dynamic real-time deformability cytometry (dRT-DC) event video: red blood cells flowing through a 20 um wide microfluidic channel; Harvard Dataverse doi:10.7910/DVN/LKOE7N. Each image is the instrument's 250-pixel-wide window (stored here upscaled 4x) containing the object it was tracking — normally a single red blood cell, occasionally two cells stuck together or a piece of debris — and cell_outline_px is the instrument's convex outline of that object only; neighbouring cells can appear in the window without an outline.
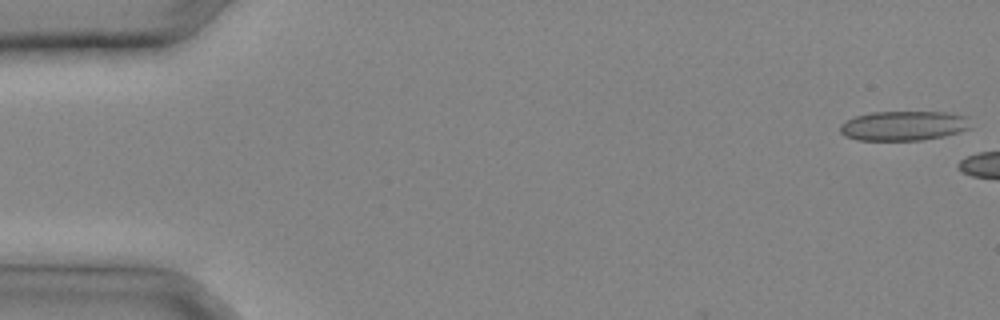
{"species": "common noctule bat (a hibernating species)", "species_latin": "Nyctalus noctula", "temperature_condition": "cold", "stored_images_in_passage": 4, "camera_frame_rate_fps": 3000, "um_per_image_px": 0.085, "animal": {"sex": "male", "body_mass_g": 20.4}, "frame": {"image": 1, "passage_image": 1, "time_ms": 0.0, "image_size_px": [1000, 320], "cell_outline_px": [[972, 128], [960, 132], [944, 136], [920, 140], [856, 140], [844, 136], [840, 132], [840, 124], [856, 116], [872, 112], [952, 112], [968, 116]], "centroid_in_image_um": [76.86, 10.69], "position_along_channel_um": 8.1, "area_um2": 22.77}}